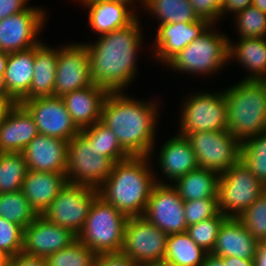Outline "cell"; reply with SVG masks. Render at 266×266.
I'll list each match as a JSON object with an SVG mask.
<instances>
[{"instance_id": "cell-1", "label": "cell", "mask_w": 266, "mask_h": 266, "mask_svg": "<svg viewBox=\"0 0 266 266\" xmlns=\"http://www.w3.org/2000/svg\"><path fill=\"white\" fill-rule=\"evenodd\" d=\"M141 16L128 26L100 35L94 41L93 38L88 42L84 40L89 51L92 82L108 92H126L140 75L138 55L146 40Z\"/></svg>"}, {"instance_id": "cell-2", "label": "cell", "mask_w": 266, "mask_h": 266, "mask_svg": "<svg viewBox=\"0 0 266 266\" xmlns=\"http://www.w3.org/2000/svg\"><path fill=\"white\" fill-rule=\"evenodd\" d=\"M127 92L108 93L103 102L100 122L112 130L130 156H149L159 142L157 127L160 126L163 107L160 100L152 97L139 100Z\"/></svg>"}, {"instance_id": "cell-3", "label": "cell", "mask_w": 266, "mask_h": 266, "mask_svg": "<svg viewBox=\"0 0 266 266\" xmlns=\"http://www.w3.org/2000/svg\"><path fill=\"white\" fill-rule=\"evenodd\" d=\"M152 164L149 156H130L114 163L111 174L97 188L99 197L127 217L143 216L157 183Z\"/></svg>"}, {"instance_id": "cell-4", "label": "cell", "mask_w": 266, "mask_h": 266, "mask_svg": "<svg viewBox=\"0 0 266 266\" xmlns=\"http://www.w3.org/2000/svg\"><path fill=\"white\" fill-rule=\"evenodd\" d=\"M227 130L240 142L265 133L266 81L240 80L223 88Z\"/></svg>"}, {"instance_id": "cell-5", "label": "cell", "mask_w": 266, "mask_h": 266, "mask_svg": "<svg viewBox=\"0 0 266 266\" xmlns=\"http://www.w3.org/2000/svg\"><path fill=\"white\" fill-rule=\"evenodd\" d=\"M219 24H211L206 31L180 51L164 67L172 72L193 77H212L229 66V34L220 32ZM228 65V66H226ZM174 70V71H173Z\"/></svg>"}, {"instance_id": "cell-6", "label": "cell", "mask_w": 266, "mask_h": 266, "mask_svg": "<svg viewBox=\"0 0 266 266\" xmlns=\"http://www.w3.org/2000/svg\"><path fill=\"white\" fill-rule=\"evenodd\" d=\"M195 91L187 92L188 95L180 100V117L175 133L186 137L193 132L227 130L228 112L223 89Z\"/></svg>"}, {"instance_id": "cell-7", "label": "cell", "mask_w": 266, "mask_h": 266, "mask_svg": "<svg viewBox=\"0 0 266 266\" xmlns=\"http://www.w3.org/2000/svg\"><path fill=\"white\" fill-rule=\"evenodd\" d=\"M127 219L126 215L98 196L77 239L96 255L120 253Z\"/></svg>"}, {"instance_id": "cell-8", "label": "cell", "mask_w": 266, "mask_h": 266, "mask_svg": "<svg viewBox=\"0 0 266 266\" xmlns=\"http://www.w3.org/2000/svg\"><path fill=\"white\" fill-rule=\"evenodd\" d=\"M263 192L264 185L239 160L219 176V210L227 217L238 218Z\"/></svg>"}, {"instance_id": "cell-9", "label": "cell", "mask_w": 266, "mask_h": 266, "mask_svg": "<svg viewBox=\"0 0 266 266\" xmlns=\"http://www.w3.org/2000/svg\"><path fill=\"white\" fill-rule=\"evenodd\" d=\"M114 162L101 155L79 133L68 142L66 180L98 188L111 174Z\"/></svg>"}, {"instance_id": "cell-10", "label": "cell", "mask_w": 266, "mask_h": 266, "mask_svg": "<svg viewBox=\"0 0 266 266\" xmlns=\"http://www.w3.org/2000/svg\"><path fill=\"white\" fill-rule=\"evenodd\" d=\"M168 235L143 216L128 217L121 253L140 266L163 263Z\"/></svg>"}, {"instance_id": "cell-11", "label": "cell", "mask_w": 266, "mask_h": 266, "mask_svg": "<svg viewBox=\"0 0 266 266\" xmlns=\"http://www.w3.org/2000/svg\"><path fill=\"white\" fill-rule=\"evenodd\" d=\"M199 168L223 174L240 160L241 143L228 131H199L186 136Z\"/></svg>"}, {"instance_id": "cell-12", "label": "cell", "mask_w": 266, "mask_h": 266, "mask_svg": "<svg viewBox=\"0 0 266 266\" xmlns=\"http://www.w3.org/2000/svg\"><path fill=\"white\" fill-rule=\"evenodd\" d=\"M50 14L44 7L31 5L28 9L0 21V50L12 53L30 49L43 40ZM41 36V37H40Z\"/></svg>"}, {"instance_id": "cell-13", "label": "cell", "mask_w": 266, "mask_h": 266, "mask_svg": "<svg viewBox=\"0 0 266 266\" xmlns=\"http://www.w3.org/2000/svg\"><path fill=\"white\" fill-rule=\"evenodd\" d=\"M98 196L97 188L67 183L41 216L78 235Z\"/></svg>"}, {"instance_id": "cell-14", "label": "cell", "mask_w": 266, "mask_h": 266, "mask_svg": "<svg viewBox=\"0 0 266 266\" xmlns=\"http://www.w3.org/2000/svg\"><path fill=\"white\" fill-rule=\"evenodd\" d=\"M66 43L58 45L54 97H62L93 84L86 44L80 41Z\"/></svg>"}, {"instance_id": "cell-15", "label": "cell", "mask_w": 266, "mask_h": 266, "mask_svg": "<svg viewBox=\"0 0 266 266\" xmlns=\"http://www.w3.org/2000/svg\"><path fill=\"white\" fill-rule=\"evenodd\" d=\"M143 217L167 235L187 229L184 200L172 184H155Z\"/></svg>"}, {"instance_id": "cell-16", "label": "cell", "mask_w": 266, "mask_h": 266, "mask_svg": "<svg viewBox=\"0 0 266 266\" xmlns=\"http://www.w3.org/2000/svg\"><path fill=\"white\" fill-rule=\"evenodd\" d=\"M20 104L30 113L39 134L70 141L80 133L61 97H38Z\"/></svg>"}, {"instance_id": "cell-17", "label": "cell", "mask_w": 266, "mask_h": 266, "mask_svg": "<svg viewBox=\"0 0 266 266\" xmlns=\"http://www.w3.org/2000/svg\"><path fill=\"white\" fill-rule=\"evenodd\" d=\"M211 25L207 19L201 18L196 22L167 23L156 26L152 42L147 50L151 49V60L163 67L180 51L198 39ZM151 48H149L150 46Z\"/></svg>"}, {"instance_id": "cell-18", "label": "cell", "mask_w": 266, "mask_h": 266, "mask_svg": "<svg viewBox=\"0 0 266 266\" xmlns=\"http://www.w3.org/2000/svg\"><path fill=\"white\" fill-rule=\"evenodd\" d=\"M159 147L161 148L158 152L156 151L158 148H153L149 155L152 163L156 161L155 164L159 167L161 176L158 175L157 168L154 170L157 183L172 184L178 178L198 168L195 152L186 137L175 134L165 141L163 139Z\"/></svg>"}, {"instance_id": "cell-19", "label": "cell", "mask_w": 266, "mask_h": 266, "mask_svg": "<svg viewBox=\"0 0 266 266\" xmlns=\"http://www.w3.org/2000/svg\"><path fill=\"white\" fill-rule=\"evenodd\" d=\"M77 239L70 229L53 224L39 215L24 228L23 252L39 257L64 249Z\"/></svg>"}, {"instance_id": "cell-20", "label": "cell", "mask_w": 266, "mask_h": 266, "mask_svg": "<svg viewBox=\"0 0 266 266\" xmlns=\"http://www.w3.org/2000/svg\"><path fill=\"white\" fill-rule=\"evenodd\" d=\"M88 10L87 25L96 36L110 33L131 24L139 14L128 4L108 0H72Z\"/></svg>"}, {"instance_id": "cell-21", "label": "cell", "mask_w": 266, "mask_h": 266, "mask_svg": "<svg viewBox=\"0 0 266 266\" xmlns=\"http://www.w3.org/2000/svg\"><path fill=\"white\" fill-rule=\"evenodd\" d=\"M22 153L29 170L66 173L68 141L38 134Z\"/></svg>"}, {"instance_id": "cell-22", "label": "cell", "mask_w": 266, "mask_h": 266, "mask_svg": "<svg viewBox=\"0 0 266 266\" xmlns=\"http://www.w3.org/2000/svg\"><path fill=\"white\" fill-rule=\"evenodd\" d=\"M38 134L30 113L20 103L14 104L0 127V153H22Z\"/></svg>"}, {"instance_id": "cell-23", "label": "cell", "mask_w": 266, "mask_h": 266, "mask_svg": "<svg viewBox=\"0 0 266 266\" xmlns=\"http://www.w3.org/2000/svg\"><path fill=\"white\" fill-rule=\"evenodd\" d=\"M260 243L236 217H228L221 225L211 254L218 257L255 259Z\"/></svg>"}, {"instance_id": "cell-24", "label": "cell", "mask_w": 266, "mask_h": 266, "mask_svg": "<svg viewBox=\"0 0 266 266\" xmlns=\"http://www.w3.org/2000/svg\"><path fill=\"white\" fill-rule=\"evenodd\" d=\"M108 91L102 86L92 84L86 88L64 94V101L73 123L79 130H83L99 122L103 102Z\"/></svg>"}, {"instance_id": "cell-25", "label": "cell", "mask_w": 266, "mask_h": 266, "mask_svg": "<svg viewBox=\"0 0 266 266\" xmlns=\"http://www.w3.org/2000/svg\"><path fill=\"white\" fill-rule=\"evenodd\" d=\"M228 61L245 69L242 80L266 81V37L237 38L235 41L229 36Z\"/></svg>"}, {"instance_id": "cell-26", "label": "cell", "mask_w": 266, "mask_h": 266, "mask_svg": "<svg viewBox=\"0 0 266 266\" xmlns=\"http://www.w3.org/2000/svg\"><path fill=\"white\" fill-rule=\"evenodd\" d=\"M67 183L66 173L28 169L21 191L36 213L42 215Z\"/></svg>"}, {"instance_id": "cell-27", "label": "cell", "mask_w": 266, "mask_h": 266, "mask_svg": "<svg viewBox=\"0 0 266 266\" xmlns=\"http://www.w3.org/2000/svg\"><path fill=\"white\" fill-rule=\"evenodd\" d=\"M35 46L9 53L4 73L9 95L17 102L29 100V90L34 74Z\"/></svg>"}, {"instance_id": "cell-28", "label": "cell", "mask_w": 266, "mask_h": 266, "mask_svg": "<svg viewBox=\"0 0 266 266\" xmlns=\"http://www.w3.org/2000/svg\"><path fill=\"white\" fill-rule=\"evenodd\" d=\"M57 58L58 46L48 45L46 40L35 46L34 74L29 99L54 95Z\"/></svg>"}, {"instance_id": "cell-29", "label": "cell", "mask_w": 266, "mask_h": 266, "mask_svg": "<svg viewBox=\"0 0 266 266\" xmlns=\"http://www.w3.org/2000/svg\"><path fill=\"white\" fill-rule=\"evenodd\" d=\"M217 172L197 168L178 178L172 185L184 201L218 198Z\"/></svg>"}, {"instance_id": "cell-30", "label": "cell", "mask_w": 266, "mask_h": 266, "mask_svg": "<svg viewBox=\"0 0 266 266\" xmlns=\"http://www.w3.org/2000/svg\"><path fill=\"white\" fill-rule=\"evenodd\" d=\"M143 12L157 24L196 22L201 18L189 0H145Z\"/></svg>"}, {"instance_id": "cell-31", "label": "cell", "mask_w": 266, "mask_h": 266, "mask_svg": "<svg viewBox=\"0 0 266 266\" xmlns=\"http://www.w3.org/2000/svg\"><path fill=\"white\" fill-rule=\"evenodd\" d=\"M208 254L186 233L168 235L163 263L170 266H201Z\"/></svg>"}, {"instance_id": "cell-32", "label": "cell", "mask_w": 266, "mask_h": 266, "mask_svg": "<svg viewBox=\"0 0 266 266\" xmlns=\"http://www.w3.org/2000/svg\"><path fill=\"white\" fill-rule=\"evenodd\" d=\"M80 134L103 156L114 163L125 160L130 155L122 148L116 135L100 121L80 130Z\"/></svg>"}, {"instance_id": "cell-33", "label": "cell", "mask_w": 266, "mask_h": 266, "mask_svg": "<svg viewBox=\"0 0 266 266\" xmlns=\"http://www.w3.org/2000/svg\"><path fill=\"white\" fill-rule=\"evenodd\" d=\"M38 216L21 190L0 193V217L24 229Z\"/></svg>"}, {"instance_id": "cell-34", "label": "cell", "mask_w": 266, "mask_h": 266, "mask_svg": "<svg viewBox=\"0 0 266 266\" xmlns=\"http://www.w3.org/2000/svg\"><path fill=\"white\" fill-rule=\"evenodd\" d=\"M27 171L23 153H0V193L21 190Z\"/></svg>"}, {"instance_id": "cell-35", "label": "cell", "mask_w": 266, "mask_h": 266, "mask_svg": "<svg viewBox=\"0 0 266 266\" xmlns=\"http://www.w3.org/2000/svg\"><path fill=\"white\" fill-rule=\"evenodd\" d=\"M240 160L263 185L266 184V133L241 143Z\"/></svg>"}, {"instance_id": "cell-36", "label": "cell", "mask_w": 266, "mask_h": 266, "mask_svg": "<svg viewBox=\"0 0 266 266\" xmlns=\"http://www.w3.org/2000/svg\"><path fill=\"white\" fill-rule=\"evenodd\" d=\"M234 32L237 38H265L266 37V13L253 5L238 12L232 18Z\"/></svg>"}, {"instance_id": "cell-37", "label": "cell", "mask_w": 266, "mask_h": 266, "mask_svg": "<svg viewBox=\"0 0 266 266\" xmlns=\"http://www.w3.org/2000/svg\"><path fill=\"white\" fill-rule=\"evenodd\" d=\"M96 254L76 239L64 249L46 257L47 266H94Z\"/></svg>"}, {"instance_id": "cell-38", "label": "cell", "mask_w": 266, "mask_h": 266, "mask_svg": "<svg viewBox=\"0 0 266 266\" xmlns=\"http://www.w3.org/2000/svg\"><path fill=\"white\" fill-rule=\"evenodd\" d=\"M227 218L226 215L220 212L215 217L202 220L197 224L187 227L186 233L198 246L211 253L214 249L220 227Z\"/></svg>"}, {"instance_id": "cell-39", "label": "cell", "mask_w": 266, "mask_h": 266, "mask_svg": "<svg viewBox=\"0 0 266 266\" xmlns=\"http://www.w3.org/2000/svg\"><path fill=\"white\" fill-rule=\"evenodd\" d=\"M238 219L259 243H263L266 240V192L264 191Z\"/></svg>"}, {"instance_id": "cell-40", "label": "cell", "mask_w": 266, "mask_h": 266, "mask_svg": "<svg viewBox=\"0 0 266 266\" xmlns=\"http://www.w3.org/2000/svg\"><path fill=\"white\" fill-rule=\"evenodd\" d=\"M24 229L0 217V252L11 257L23 250Z\"/></svg>"}, {"instance_id": "cell-41", "label": "cell", "mask_w": 266, "mask_h": 266, "mask_svg": "<svg viewBox=\"0 0 266 266\" xmlns=\"http://www.w3.org/2000/svg\"><path fill=\"white\" fill-rule=\"evenodd\" d=\"M184 212L187 227L215 217L220 213L218 198L184 201Z\"/></svg>"}, {"instance_id": "cell-42", "label": "cell", "mask_w": 266, "mask_h": 266, "mask_svg": "<svg viewBox=\"0 0 266 266\" xmlns=\"http://www.w3.org/2000/svg\"><path fill=\"white\" fill-rule=\"evenodd\" d=\"M200 18L207 19L211 24H219L220 12L224 0H189Z\"/></svg>"}, {"instance_id": "cell-43", "label": "cell", "mask_w": 266, "mask_h": 266, "mask_svg": "<svg viewBox=\"0 0 266 266\" xmlns=\"http://www.w3.org/2000/svg\"><path fill=\"white\" fill-rule=\"evenodd\" d=\"M94 266H140L129 257L120 253L99 254L96 256Z\"/></svg>"}, {"instance_id": "cell-44", "label": "cell", "mask_w": 266, "mask_h": 266, "mask_svg": "<svg viewBox=\"0 0 266 266\" xmlns=\"http://www.w3.org/2000/svg\"><path fill=\"white\" fill-rule=\"evenodd\" d=\"M29 0H0V21L30 7Z\"/></svg>"}, {"instance_id": "cell-45", "label": "cell", "mask_w": 266, "mask_h": 266, "mask_svg": "<svg viewBox=\"0 0 266 266\" xmlns=\"http://www.w3.org/2000/svg\"><path fill=\"white\" fill-rule=\"evenodd\" d=\"M12 266H47L46 258L26 254L23 251L8 257Z\"/></svg>"}, {"instance_id": "cell-46", "label": "cell", "mask_w": 266, "mask_h": 266, "mask_svg": "<svg viewBox=\"0 0 266 266\" xmlns=\"http://www.w3.org/2000/svg\"><path fill=\"white\" fill-rule=\"evenodd\" d=\"M250 5H252V0H224V5L220 12V21L226 19L225 16L227 15V17H229V15H231L230 17H233Z\"/></svg>"}, {"instance_id": "cell-47", "label": "cell", "mask_w": 266, "mask_h": 266, "mask_svg": "<svg viewBox=\"0 0 266 266\" xmlns=\"http://www.w3.org/2000/svg\"><path fill=\"white\" fill-rule=\"evenodd\" d=\"M227 266H255V259H243L238 257H221Z\"/></svg>"}, {"instance_id": "cell-48", "label": "cell", "mask_w": 266, "mask_h": 266, "mask_svg": "<svg viewBox=\"0 0 266 266\" xmlns=\"http://www.w3.org/2000/svg\"><path fill=\"white\" fill-rule=\"evenodd\" d=\"M201 266H227V263L221 257L208 253Z\"/></svg>"}, {"instance_id": "cell-49", "label": "cell", "mask_w": 266, "mask_h": 266, "mask_svg": "<svg viewBox=\"0 0 266 266\" xmlns=\"http://www.w3.org/2000/svg\"><path fill=\"white\" fill-rule=\"evenodd\" d=\"M255 266H266V244L260 243L255 258Z\"/></svg>"}, {"instance_id": "cell-50", "label": "cell", "mask_w": 266, "mask_h": 266, "mask_svg": "<svg viewBox=\"0 0 266 266\" xmlns=\"http://www.w3.org/2000/svg\"><path fill=\"white\" fill-rule=\"evenodd\" d=\"M0 99L3 101H15L8 93L4 75H0Z\"/></svg>"}, {"instance_id": "cell-51", "label": "cell", "mask_w": 266, "mask_h": 266, "mask_svg": "<svg viewBox=\"0 0 266 266\" xmlns=\"http://www.w3.org/2000/svg\"><path fill=\"white\" fill-rule=\"evenodd\" d=\"M17 104L16 101H3L0 99V127L2 124V121L4 120L7 112L11 108L12 105Z\"/></svg>"}, {"instance_id": "cell-52", "label": "cell", "mask_w": 266, "mask_h": 266, "mask_svg": "<svg viewBox=\"0 0 266 266\" xmlns=\"http://www.w3.org/2000/svg\"><path fill=\"white\" fill-rule=\"evenodd\" d=\"M108 1H120V2L126 3L130 5L139 15L145 2V0H108Z\"/></svg>"}, {"instance_id": "cell-53", "label": "cell", "mask_w": 266, "mask_h": 266, "mask_svg": "<svg viewBox=\"0 0 266 266\" xmlns=\"http://www.w3.org/2000/svg\"><path fill=\"white\" fill-rule=\"evenodd\" d=\"M9 53L0 50V75H4Z\"/></svg>"}, {"instance_id": "cell-54", "label": "cell", "mask_w": 266, "mask_h": 266, "mask_svg": "<svg viewBox=\"0 0 266 266\" xmlns=\"http://www.w3.org/2000/svg\"><path fill=\"white\" fill-rule=\"evenodd\" d=\"M252 5L266 13V0H252Z\"/></svg>"}, {"instance_id": "cell-55", "label": "cell", "mask_w": 266, "mask_h": 266, "mask_svg": "<svg viewBox=\"0 0 266 266\" xmlns=\"http://www.w3.org/2000/svg\"><path fill=\"white\" fill-rule=\"evenodd\" d=\"M0 266H12L11 261L8 258H6L4 261L0 263Z\"/></svg>"}, {"instance_id": "cell-56", "label": "cell", "mask_w": 266, "mask_h": 266, "mask_svg": "<svg viewBox=\"0 0 266 266\" xmlns=\"http://www.w3.org/2000/svg\"><path fill=\"white\" fill-rule=\"evenodd\" d=\"M147 266H170V265L165 264V263H157V264L147 265Z\"/></svg>"}, {"instance_id": "cell-57", "label": "cell", "mask_w": 266, "mask_h": 266, "mask_svg": "<svg viewBox=\"0 0 266 266\" xmlns=\"http://www.w3.org/2000/svg\"><path fill=\"white\" fill-rule=\"evenodd\" d=\"M6 257L0 252V263L4 261Z\"/></svg>"}]
</instances>
